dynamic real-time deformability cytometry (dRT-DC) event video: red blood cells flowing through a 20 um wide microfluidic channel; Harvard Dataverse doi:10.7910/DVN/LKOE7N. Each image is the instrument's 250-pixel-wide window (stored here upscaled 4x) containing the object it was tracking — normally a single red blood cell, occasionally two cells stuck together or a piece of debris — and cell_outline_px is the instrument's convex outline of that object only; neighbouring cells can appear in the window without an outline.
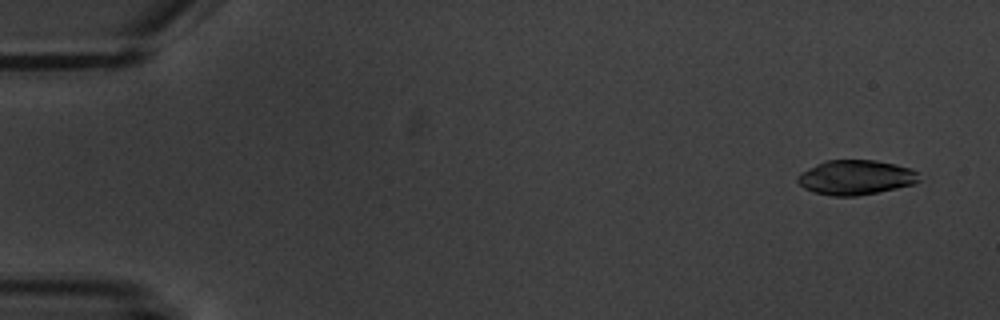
{"species": "common noctule bat (a hibernating species)", "species_latin": "Nyctalus noctula", "temperature_condition": "warm", "stored_images_in_passage": 4, "camera_frame_rate_fps": 3000, "um_per_image_px": 0.085, "animal": {"sex": "male", "body_mass_g": 20.1, "forearm_length_mm": 53.5}, "frame": {"image": 1, "passage_image": 1, "time_ms": 0.0, "image_size_px": [1000, 320], "cell_outline_px": [[920, 180], [916, 184], [856, 196], [832, 196], [812, 192], [804, 188], [796, 180], [796, 176], [800, 172], [824, 160], [876, 160], [896, 164], [912, 168], [920, 172]], "centroid_in_image_um": [72.75, 15.07], "position_along_channel_um": 12.2, "area_um2": 24.91}}
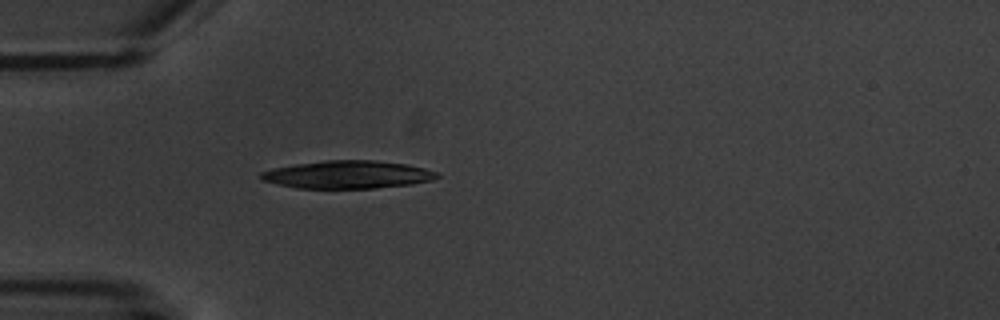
{"frame": {"image": 2, "passage_image": 4, "time_ms": 4.667, "image_size_px": [1000, 320], "cell_outline_px": [[440, 176], [432, 180], [412, 184], [376, 188], [296, 188], [276, 184], [264, 180], [260, 176], [260, 172], [272, 168], [296, 164], [324, 160], [372, 160], [408, 164], [424, 168], [436, 172]], "centroid_in_image_um": [29.55, 14.84], "position_along_channel_um": 55.4, "area_um2": 28.55}}